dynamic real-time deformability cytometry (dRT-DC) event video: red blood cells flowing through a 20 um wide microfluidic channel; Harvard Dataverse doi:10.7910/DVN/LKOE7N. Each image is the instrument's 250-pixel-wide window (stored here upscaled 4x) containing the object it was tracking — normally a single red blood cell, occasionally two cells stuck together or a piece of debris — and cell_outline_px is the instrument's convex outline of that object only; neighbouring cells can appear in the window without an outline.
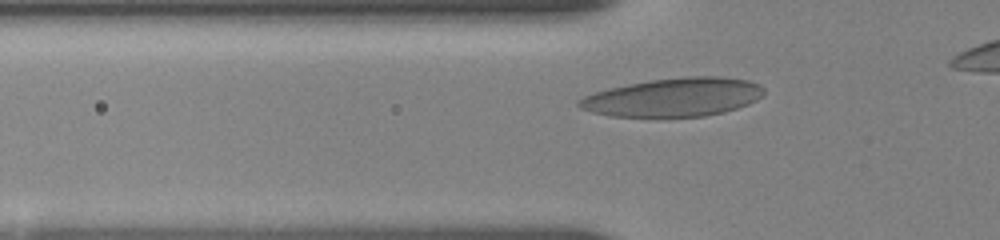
{"species": "human", "species_latin": "Homo sapiens", "temperature_condition": "room temperature", "stored_images_in_passage": 42, "camera_frame_rate_fps": 3000, "um_per_image_px": 0.085, "donor": {"sex": "female"}, "frame": {"image": 1, "passage_image": 5, "time_ms": 1.667, "image_size_px": [1000, 240], "cell_outline_px": [[764, 92], [756, 100], [748, 104], [724, 112], [704, 116], [656, 120], [612, 116], [592, 112], [580, 108], [576, 104], [576, 100], [584, 96], [608, 88], [628, 84], [652, 80], [684, 76], [720, 76], [748, 80], [760, 84], [764, 88]], "centroid_in_image_um": [57.21, 8.31], "position_along_channel_um": 68.6, "area_um2": 42.71}}
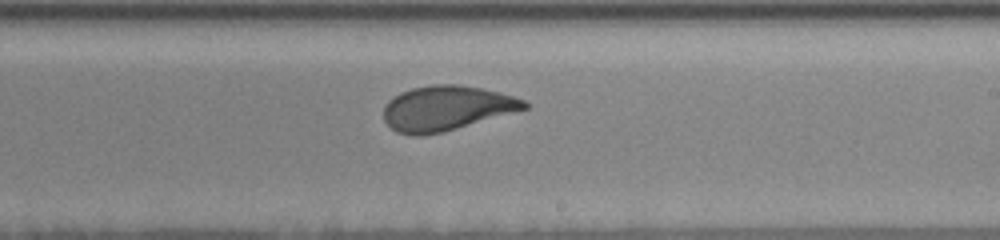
{"frame": {"image": 2, "passage_image": 24, "time_ms": 6.667, "image_size_px": [1000, 240], "cell_outline_px": [[528, 108], [444, 132], [420, 136], [412, 136], [396, 132], [384, 120], [384, 108], [388, 100], [400, 92], [412, 88], [432, 84], [456, 84], [480, 88], [500, 92], [524, 100], [528, 104]], "centroid_in_image_um": [37.92, 9.2], "position_along_channel_um": 251.1, "area_um2": 36.7}}
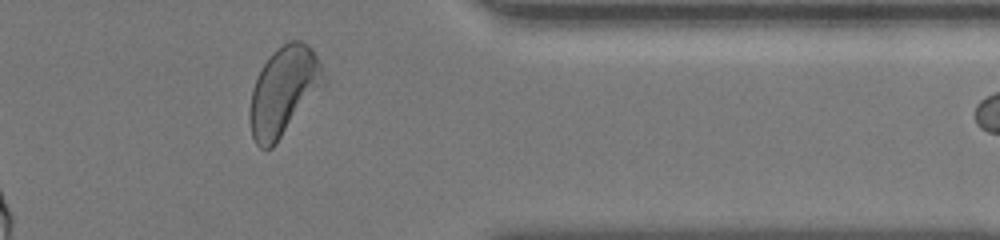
{"frame": {"image": 3, "passage_image": 37, "time_ms": 10.667, "image_size_px": [1000, 240], "cell_outline_px": [[328, 84], [276, 144], [272, 148], [260, 148], [256, 144], [252, 136], [248, 116], [248, 112], [252, 88], [264, 64], [272, 52], [284, 44], [292, 40], [300, 40], [308, 44], [312, 48], [320, 60]], "centroid_in_image_um": [24.16, 7.77], "position_along_channel_um": 387.2, "area_um2": 39.02}}